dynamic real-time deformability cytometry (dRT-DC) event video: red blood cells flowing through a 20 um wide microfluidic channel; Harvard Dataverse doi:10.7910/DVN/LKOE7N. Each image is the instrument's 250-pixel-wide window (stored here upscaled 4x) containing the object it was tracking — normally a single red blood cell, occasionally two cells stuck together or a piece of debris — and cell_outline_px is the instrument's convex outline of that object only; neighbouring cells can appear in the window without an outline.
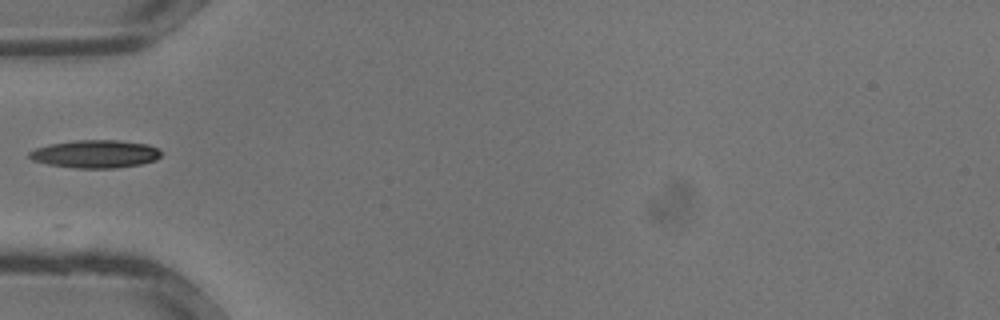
{"species": "common noctule bat (a hibernating species)", "species_latin": "Nyctalus noctula", "temperature_condition": "warm", "stored_images_in_passage": 5, "camera_frame_rate_fps": 3000, "um_per_image_px": 0.085, "animal": {"sex": "male", "body_mass_g": 13.3}, "frame": {"image": 1, "passage_image": 1, "time_ms": 0.0, "image_size_px": [1000, 320], "cell_outline_px": [[160, 156], [156, 160], [140, 164], [116, 168], [72, 168], [48, 164], [32, 160], [28, 156], [28, 152], [36, 148], [48, 144], [76, 140], [120, 140], [148, 144], [156, 148], [160, 152]], "centroid_in_image_um": [8.07, 13.08], "position_along_channel_um": 76.9, "area_um2": 21.5}}
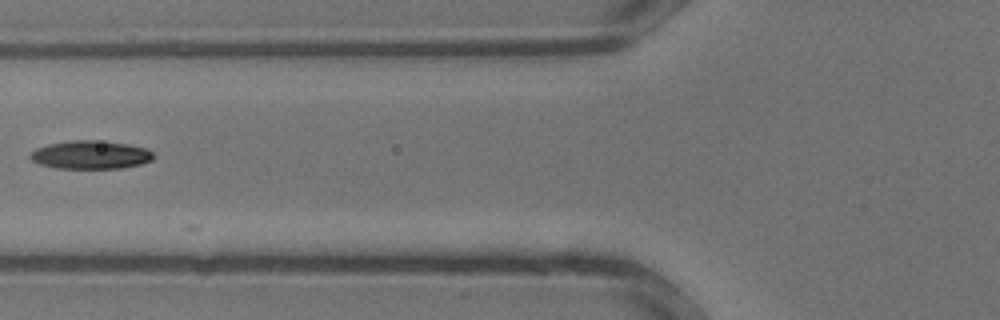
{"frame": {"image": 2, "passage_image": 3, "time_ms": 0.667, "image_size_px": [1000, 320], "cell_outline_px": [[156, 156], [152, 160], [140, 164], [120, 168], [56, 168], [40, 164], [32, 160], [28, 156], [36, 148], [48, 144], [68, 140], [96, 140], [128, 144], [148, 148]], "centroid_in_image_um": [7.71, 13.15], "position_along_channel_um": 118.1, "area_um2": 20.4}}